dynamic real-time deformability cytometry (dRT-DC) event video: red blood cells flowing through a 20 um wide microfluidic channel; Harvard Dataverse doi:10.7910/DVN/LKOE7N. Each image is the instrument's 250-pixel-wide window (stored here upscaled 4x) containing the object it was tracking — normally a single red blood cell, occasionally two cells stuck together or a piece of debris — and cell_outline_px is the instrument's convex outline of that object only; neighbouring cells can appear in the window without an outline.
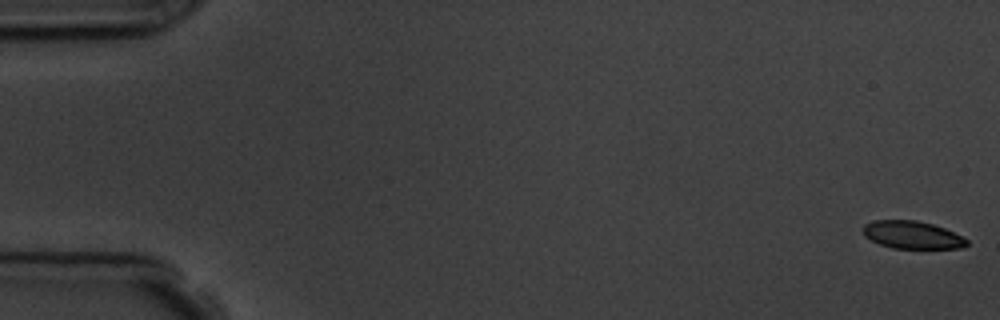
{"species": "common noctule bat (a hibernating species)", "species_latin": "Nyctalus noctula", "temperature_condition": "room temperature", "stored_images_in_passage": 6, "camera_frame_rate_fps": 3000, "um_per_image_px": 0.085, "animal": {"sex": "male", "body_mass_g": 19.5, "forearm_length_mm": 54.6}, "frame": {"image": 1, "passage_image": 1, "time_ms": 0.0, "image_size_px": [1000, 320], "cell_outline_px": [[968, 244], [964, 248], [892, 248], [880, 244], [864, 236], [860, 228], [864, 224], [872, 220], [916, 220], [932, 224], [944, 228], [968, 240]], "centroid_in_image_um": [77.48, 19.96], "position_along_channel_um": 7.5, "area_um2": 16.76}}
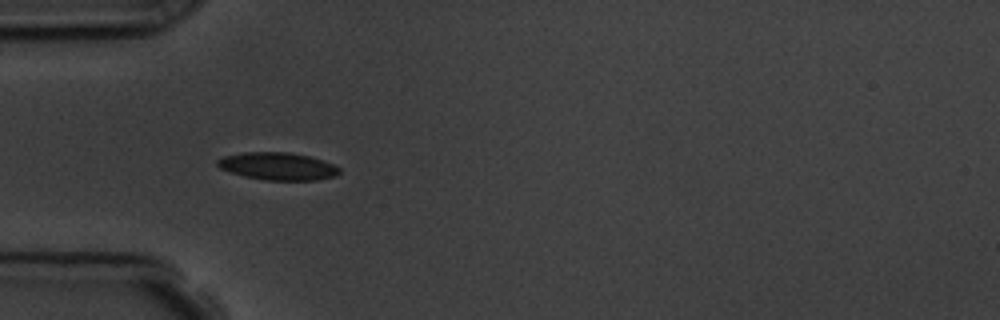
{"frame": {"image": 2, "passage_image": 5, "time_ms": 5.333, "image_size_px": [1000, 320], "cell_outline_px": [[340, 172], [336, 176], [316, 180], [264, 180], [244, 176], [220, 168], [216, 164], [216, 160], [224, 156], [244, 152], [288, 152], [308, 156], [324, 160], [340, 168]], "centroid_in_image_um": [23.62, 14.13], "position_along_channel_um": 61.4, "area_um2": 19.54}}
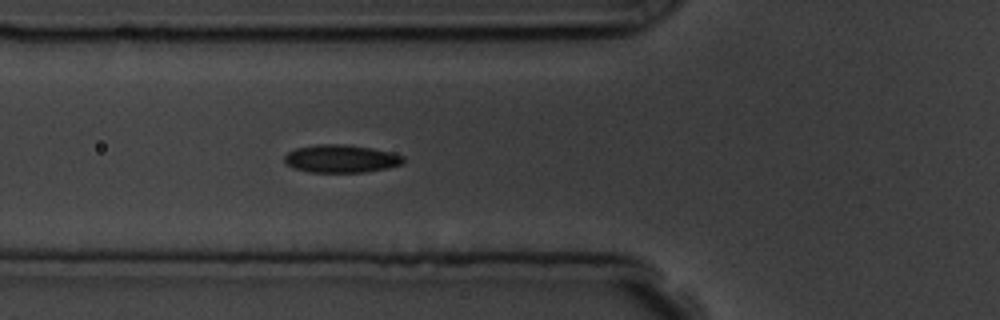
{"frame": {"image": 3, "passage_image": 6, "time_ms": 6.333, "image_size_px": [1000, 320], "cell_outline_px": [[404, 160], [400, 164], [388, 168], [364, 172], [308, 172], [292, 168], [284, 160], [284, 156], [288, 152], [296, 148], [316, 144], [344, 144], [372, 148], [392, 152], [404, 156]], "centroid_in_image_um": [28.98, 13.48], "position_along_channel_um": 96.8, "area_um2": 19.36}}